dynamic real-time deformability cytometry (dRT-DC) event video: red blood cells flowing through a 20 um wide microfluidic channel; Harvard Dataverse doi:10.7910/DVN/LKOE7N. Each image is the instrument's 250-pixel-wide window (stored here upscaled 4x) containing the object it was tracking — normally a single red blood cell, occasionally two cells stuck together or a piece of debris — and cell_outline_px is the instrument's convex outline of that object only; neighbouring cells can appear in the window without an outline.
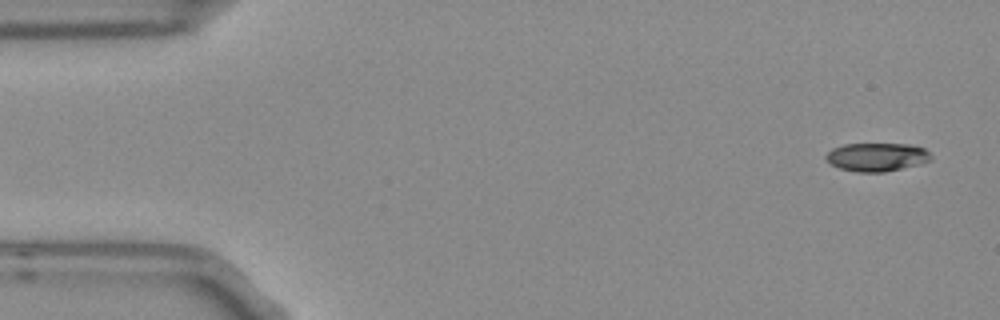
{"species": "Egyptian fruit bat (a non-hibernating species)", "species_latin": "Rousettus aegyptiacus", "temperature_condition": "room temperature", "stored_images_in_passage": 4, "camera_frame_rate_fps": 3000, "um_per_image_px": 0.085, "frame": {"image": 1, "passage_image": 1, "time_ms": 0.0, "image_size_px": [1000, 320], "cell_outline_px": [[932, 160], [920, 164], [884, 172], [856, 172], [840, 168], [832, 164], [824, 156], [832, 148], [844, 144], [912, 144], [924, 148], [932, 156]], "centroid_in_image_um": [74.55, 13.34], "position_along_channel_um": 10.4, "area_um2": 17.4}}